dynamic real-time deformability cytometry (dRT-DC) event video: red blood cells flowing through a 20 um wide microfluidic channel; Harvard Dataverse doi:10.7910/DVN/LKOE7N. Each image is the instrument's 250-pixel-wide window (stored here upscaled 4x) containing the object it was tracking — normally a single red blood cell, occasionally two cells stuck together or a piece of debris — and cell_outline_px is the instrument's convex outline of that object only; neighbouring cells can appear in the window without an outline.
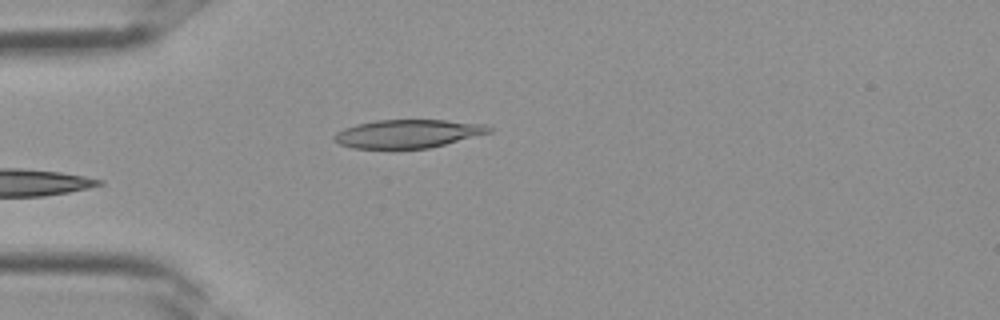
{"species": "Egyptian fruit bat (a non-hibernating species)", "species_latin": "Rousettus aegyptiacus", "temperature_condition": "room temperature", "stored_images_in_passage": 3, "camera_frame_rate_fps": 3000, "um_per_image_px": 0.085, "frame": {"image": 1, "passage_image": 3, "time_ms": 0.667, "image_size_px": [1000, 320], "cell_outline_px": [[496, 128], [492, 132], [428, 148], [392, 152], [352, 148], [340, 144], [332, 140], [332, 136], [336, 132], [344, 128], [356, 124], [376, 120], [444, 120], [484, 124]], "centroid_in_image_um": [34.6, 11.41], "position_along_channel_um": 50.4, "area_um2": 26.65}}